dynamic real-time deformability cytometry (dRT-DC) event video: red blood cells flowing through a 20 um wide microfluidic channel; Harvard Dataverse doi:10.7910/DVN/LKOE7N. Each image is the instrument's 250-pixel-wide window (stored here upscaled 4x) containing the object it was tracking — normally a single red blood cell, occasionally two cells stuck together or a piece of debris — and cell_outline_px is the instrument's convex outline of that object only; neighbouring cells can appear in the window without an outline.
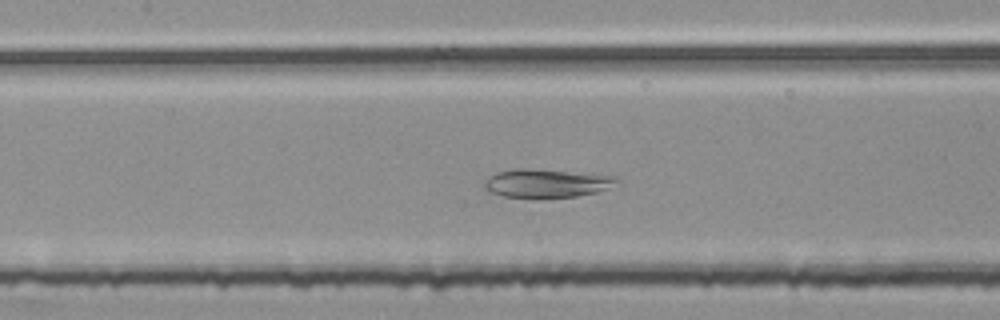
{"species": "common noctule bat (a hibernating species)", "species_latin": "Nyctalus noctula", "temperature_condition": "room temperature", "stored_images_in_passage": 48, "camera_frame_rate_fps": 3000, "um_per_image_px": 0.085, "animal": {"sex": "female", "body_mass_g": 25.1}, "frame": {"image": 1, "passage_image": 21, "time_ms": 6.667, "image_size_px": [1000, 320], "cell_outline_px": [[620, 180], [608, 188], [596, 192], [576, 196], [544, 200], [532, 200], [504, 196], [488, 192], [484, 188], [484, 180], [488, 176], [496, 172], [516, 168], [524, 168], [596, 172], [616, 176]], "centroid_in_image_um": [46.46, 15.59], "position_along_channel_um": 160.9, "area_um2": 23.35}}
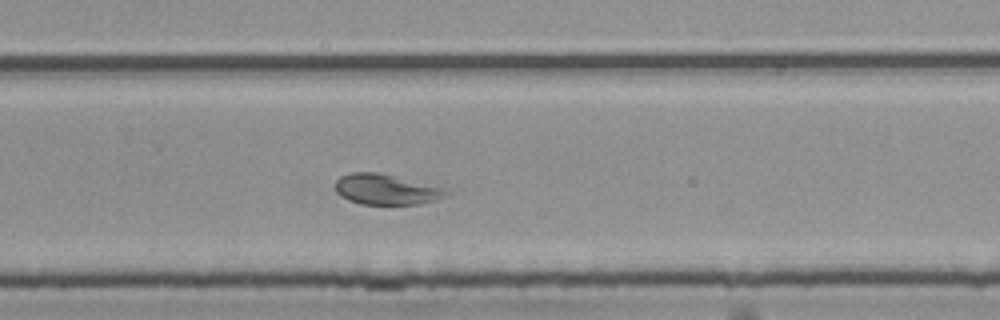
{"frame": {"image": 2, "passage_image": 32, "time_ms": 10.333, "image_size_px": [1000, 320], "cell_outline_px": [[452, 192], [448, 196], [436, 200], [420, 204], [360, 204], [348, 200], [340, 196], [336, 192], [336, 180], [340, 176], [352, 172], [376, 172], [396, 176], [444, 188]], "centroid_in_image_um": [32.84, 16.1], "position_along_channel_um": 297.0, "area_um2": 19.83}}
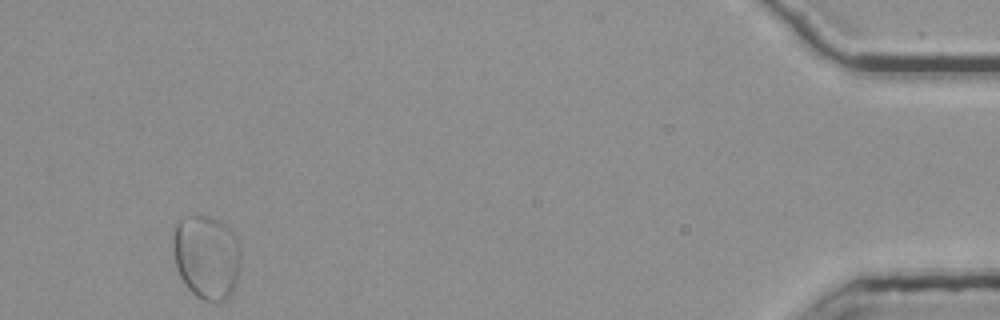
{"frame": {"image": 3, "passage_image": 48, "time_ms": 15.667, "image_size_px": [1000, 320], "cell_outline_px": [[240, 268], [236, 284], [232, 292], [224, 300], [204, 300], [196, 296], [184, 284], [176, 268], [176, 224], [180, 220], [196, 212], [220, 220], [236, 236], [240, 248]], "centroid_in_image_um": [17.61, 21.82], "position_along_channel_um": 417.6, "area_um2": 32.89}, "authors_computed_cell_mechanics": {"area_um2": 29.4491, "velocity_mm_per_s": 3.7325, "shape_relaxation_time_tau1_ms": null, "shape_relaxation_time_tau2_ms": 1.6696, "deformation_change_tau1": null, "deformation_change_tau2": 0.0579}}